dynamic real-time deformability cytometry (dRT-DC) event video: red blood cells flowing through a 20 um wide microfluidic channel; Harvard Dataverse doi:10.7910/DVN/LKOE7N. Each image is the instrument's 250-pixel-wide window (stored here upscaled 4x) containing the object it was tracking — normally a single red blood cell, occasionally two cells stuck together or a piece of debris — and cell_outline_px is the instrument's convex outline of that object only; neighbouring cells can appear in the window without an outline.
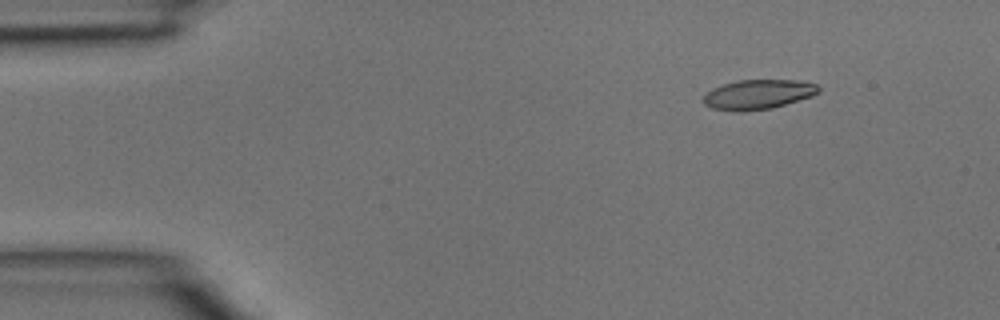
{"species": "common noctule bat (a hibernating species)", "species_latin": "Nyctalus noctula", "temperature_condition": "room temperature", "stored_images_in_passage": 2, "camera_frame_rate_fps": 3000, "um_per_image_px": 0.085, "animal": {"sex": "male", "body_mass_g": 15.6}, "frame": {"image": 1, "passage_image": 1, "time_ms": 0.0, "image_size_px": [1000, 320], "cell_outline_px": [[820, 92], [812, 96], [772, 108], [740, 112], [736, 112], [712, 108], [704, 104], [704, 96], [712, 88], [736, 80], [800, 80], [816, 84], [820, 88]], "centroid_in_image_um": [64.45, 8.02], "position_along_channel_um": 20.5, "area_um2": 19.94}}